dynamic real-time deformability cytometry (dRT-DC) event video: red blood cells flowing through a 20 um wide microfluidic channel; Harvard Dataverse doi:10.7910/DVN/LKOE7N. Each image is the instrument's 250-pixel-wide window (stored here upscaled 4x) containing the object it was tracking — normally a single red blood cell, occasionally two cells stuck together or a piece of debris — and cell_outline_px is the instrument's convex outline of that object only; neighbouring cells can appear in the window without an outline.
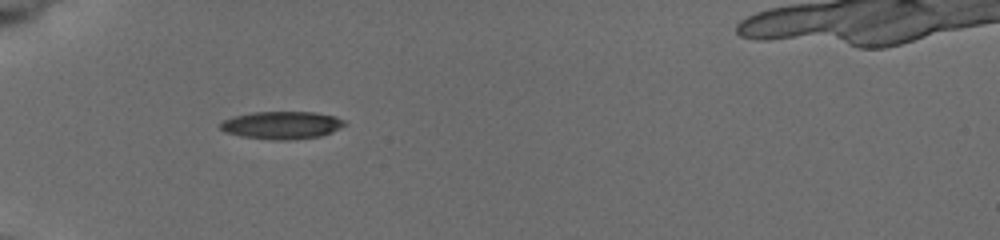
{"species": "common noctule bat (a hibernating species)", "species_latin": "Nyctalus noctula", "temperature_condition": "cold", "stored_images_in_passage": 2, "camera_frame_rate_fps": 3000, "um_per_image_px": 0.085, "animal": {"sex": "female", "body_mass_g": 19.5, "forearm_length_mm": 54.1}, "frame": {"image": 1, "passage_image": 1, "time_ms": 0.0, "image_size_px": [1000, 240], "cell_outline_px": [[344, 124], [340, 128], [332, 132], [320, 136], [288, 140], [272, 140], [240, 136], [224, 132], [220, 128], [220, 124], [224, 120], [236, 116], [252, 112], [316, 112], [332, 116], [344, 120]], "centroid_in_image_um": [23.93, 10.64], "position_along_channel_um": 61.1, "area_um2": 19.88}}